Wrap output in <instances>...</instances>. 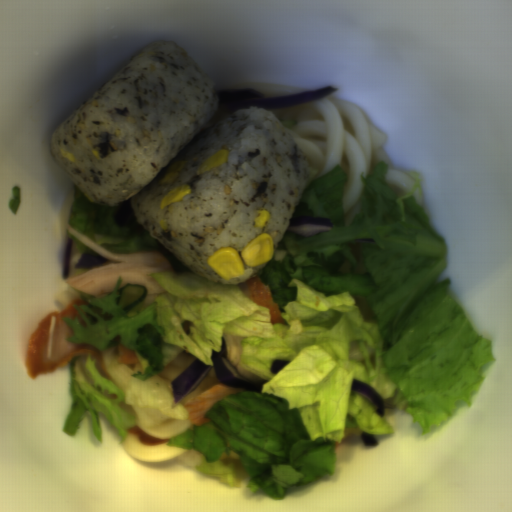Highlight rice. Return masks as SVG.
Segmentation results:
<instances>
[{"label": "rice", "instance_id": "1", "mask_svg": "<svg viewBox=\"0 0 512 512\" xmlns=\"http://www.w3.org/2000/svg\"><path fill=\"white\" fill-rule=\"evenodd\" d=\"M219 105L213 81L183 46L149 42L53 131L50 155L87 201L115 207L130 199L135 222L188 270L233 286L256 277L269 260L225 280L209 257L223 247L241 252L258 234L270 235L275 250L310 166L268 109L243 107L204 129ZM220 149L229 150L228 162L196 175ZM183 159L174 183L159 186L168 166ZM186 183L192 193L160 209L162 198ZM261 208L271 216L255 228Z\"/></svg>", "mask_w": 512, "mask_h": 512}]
</instances>
